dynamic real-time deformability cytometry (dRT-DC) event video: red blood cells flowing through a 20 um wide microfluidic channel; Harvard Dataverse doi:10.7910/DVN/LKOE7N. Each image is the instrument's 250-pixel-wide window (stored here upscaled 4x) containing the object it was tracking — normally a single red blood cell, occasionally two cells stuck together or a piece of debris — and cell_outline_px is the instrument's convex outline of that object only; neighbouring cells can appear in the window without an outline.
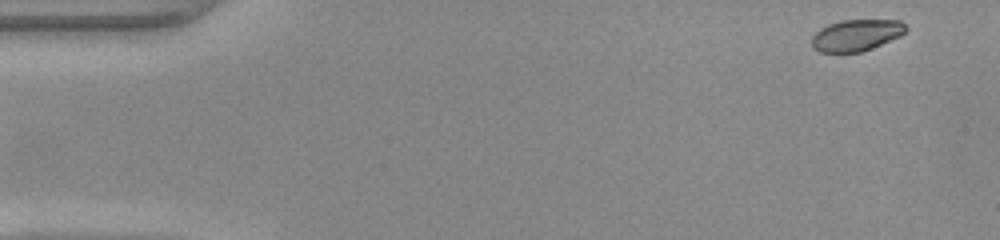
{"species": "common noctule bat (a hibernating species)", "species_latin": "Nyctalus noctula", "temperature_condition": "warm", "stored_images_in_passage": 48, "camera_frame_rate_fps": 3000, "um_per_image_px": 0.085, "animal": {"sex": "female", "body_mass_g": 22.0, "forearm_length_mm": 56.7}, "frame": {"image": 1, "passage_image": 1, "time_ms": 0.0, "image_size_px": [1000, 240], "cell_outline_px": [[908, 28], [900, 36], [872, 48], [860, 52], [820, 52], [812, 48], [812, 36], [820, 28], [828, 24], [844, 20], [900, 20]], "centroid_in_image_um": [72.77, 2.99], "position_along_channel_um": 12.2, "area_um2": 17.22}}
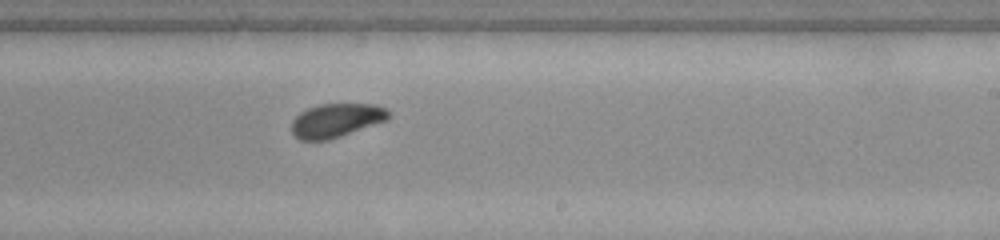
{"frame": {"image": 2, "passage_image": 28, "time_ms": 9.0, "image_size_px": [1000, 240], "cell_outline_px": [[392, 116], [388, 120], [328, 140], [300, 140], [292, 132], [292, 120], [300, 112], [308, 108], [320, 104], [376, 104], [384, 108]], "centroid_in_image_um": [28.59, 10.22], "position_along_channel_um": 260.4, "area_um2": 19.02}}
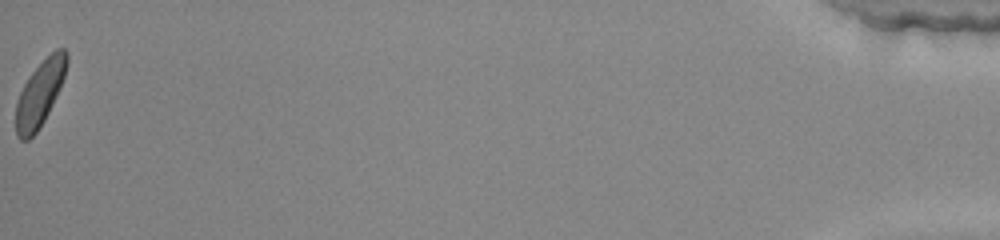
{"frame": {"image": 3, "passage_image": 48, "time_ms": 15.667, "image_size_px": [1000, 240], "cell_outline_px": [[68, 64], [60, 88], [44, 120], [36, 132], [28, 140], [20, 140], [16, 136], [16, 104], [20, 92], [24, 84], [32, 72], [56, 48], [64, 48], [68, 52]], "centroid_in_image_um": [3.4, 7.94], "position_along_channel_um": 431.8, "area_um2": 19.13}, "authors_computed_cell_mechanics": {"area_um2": 19.4208, "velocity_mm_per_s": 4.1208, "shape_relaxation_time_tau1_ms": 1.9299, "shape_relaxation_time_tau2_ms": null, "deformation_change_tau1": 0.1022, "deformation_change_tau2": null}}